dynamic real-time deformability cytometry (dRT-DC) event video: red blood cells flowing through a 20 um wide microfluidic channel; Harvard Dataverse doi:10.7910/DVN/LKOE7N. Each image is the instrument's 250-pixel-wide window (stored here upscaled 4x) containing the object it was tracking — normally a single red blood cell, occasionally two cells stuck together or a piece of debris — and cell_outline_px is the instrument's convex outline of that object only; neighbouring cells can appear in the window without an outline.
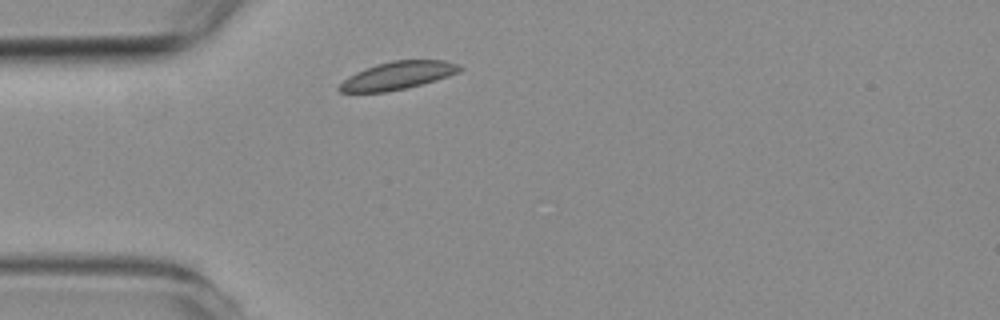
{"species": "common noctule bat (a hibernating species)", "species_latin": "Nyctalus noctula", "temperature_condition": "room temperature", "stored_images_in_passage": 8, "camera_frame_rate_fps": 3000, "um_per_image_px": 0.085, "animal": {"sex": "female", "body_mass_g": 19.3, "forearm_length_mm": 54.1}, "frame": {"image": 1, "passage_image": 1, "time_ms": 0.0, "image_size_px": [1000, 320], "cell_outline_px": [[464, 68], [460, 72], [436, 80], [388, 92], [340, 92], [336, 88], [348, 76], [356, 72], [376, 64], [392, 60], [444, 60], [460, 64]], "centroid_in_image_um": [33.82, 6.41], "position_along_channel_um": 51.2, "area_um2": 19.54}}
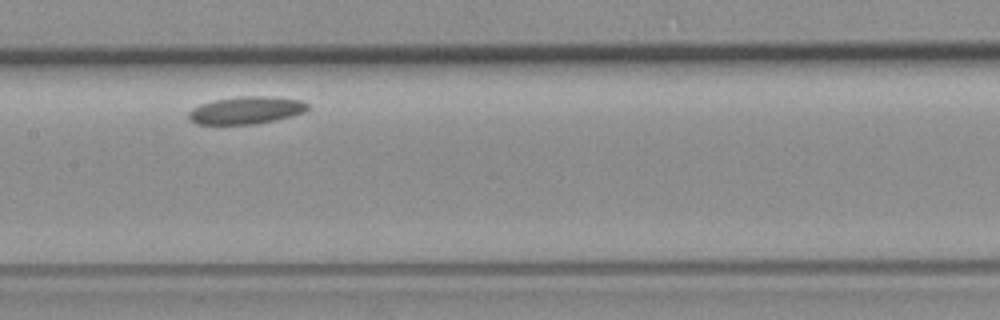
{"frame": {"image": 2, "passage_image": 5, "time_ms": 4.333, "image_size_px": [1000, 320], "cell_outline_px": [[308, 108], [304, 112], [292, 116], [276, 120], [252, 124], [196, 124], [188, 116], [188, 112], [192, 108], [200, 104], [212, 100], [236, 96], [276, 96], [300, 100], [308, 104]], "centroid_in_image_um": [20.92, 9.35], "position_along_channel_um": 186.5, "area_um2": 19.19}}
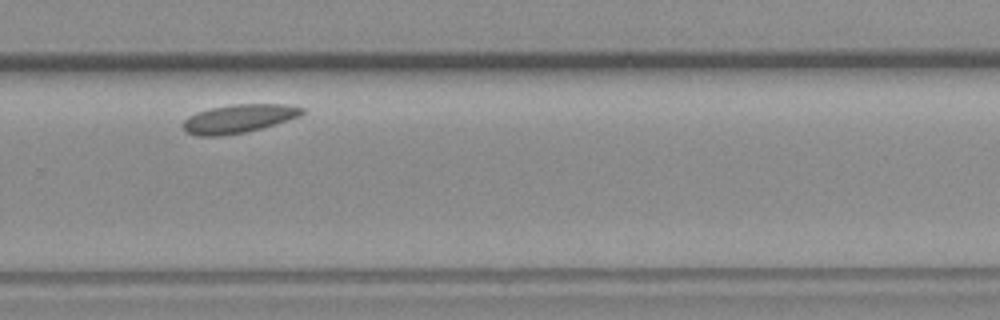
{"frame": {"image": 3, "passage_image": 8, "time_ms": 8.0, "image_size_px": [1000, 320], "cell_outline_px": [[304, 112], [300, 116], [288, 120], [248, 132], [224, 136], [196, 136], [188, 132], [180, 124], [188, 116], [196, 112], [212, 108], [232, 104], [288, 104], [304, 108]], "centroid_in_image_um": [20.28, 10.09], "position_along_channel_um": 309.5, "area_um2": 19.94}}